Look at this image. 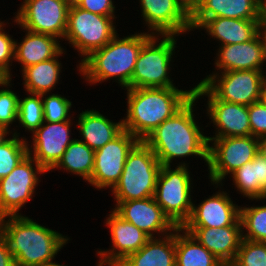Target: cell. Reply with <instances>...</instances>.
Returning a JSON list of instances; mask_svg holds the SVG:
<instances>
[{
  "mask_svg": "<svg viewBox=\"0 0 266 266\" xmlns=\"http://www.w3.org/2000/svg\"><path fill=\"white\" fill-rule=\"evenodd\" d=\"M150 238L135 253L127 256L117 266H176L175 231L162 239Z\"/></svg>",
  "mask_w": 266,
  "mask_h": 266,
  "instance_id": "484cf974",
  "label": "cell"
},
{
  "mask_svg": "<svg viewBox=\"0 0 266 266\" xmlns=\"http://www.w3.org/2000/svg\"><path fill=\"white\" fill-rule=\"evenodd\" d=\"M232 174L234 185L243 196L249 199L265 200L266 192L260 187L258 181H255L254 159L245 163L242 167L236 169Z\"/></svg>",
  "mask_w": 266,
  "mask_h": 266,
  "instance_id": "d6a6232c",
  "label": "cell"
},
{
  "mask_svg": "<svg viewBox=\"0 0 266 266\" xmlns=\"http://www.w3.org/2000/svg\"><path fill=\"white\" fill-rule=\"evenodd\" d=\"M0 266H16L8 243L3 237H0Z\"/></svg>",
  "mask_w": 266,
  "mask_h": 266,
  "instance_id": "60d3db41",
  "label": "cell"
},
{
  "mask_svg": "<svg viewBox=\"0 0 266 266\" xmlns=\"http://www.w3.org/2000/svg\"><path fill=\"white\" fill-rule=\"evenodd\" d=\"M10 130L5 127L0 126V145L6 142L9 138H6L7 134H9Z\"/></svg>",
  "mask_w": 266,
  "mask_h": 266,
  "instance_id": "bcb514c9",
  "label": "cell"
},
{
  "mask_svg": "<svg viewBox=\"0 0 266 266\" xmlns=\"http://www.w3.org/2000/svg\"><path fill=\"white\" fill-rule=\"evenodd\" d=\"M175 265L225 266L182 227L175 229Z\"/></svg>",
  "mask_w": 266,
  "mask_h": 266,
  "instance_id": "4316f807",
  "label": "cell"
},
{
  "mask_svg": "<svg viewBox=\"0 0 266 266\" xmlns=\"http://www.w3.org/2000/svg\"><path fill=\"white\" fill-rule=\"evenodd\" d=\"M243 239L266 242V206L240 207Z\"/></svg>",
  "mask_w": 266,
  "mask_h": 266,
  "instance_id": "f546056e",
  "label": "cell"
},
{
  "mask_svg": "<svg viewBox=\"0 0 266 266\" xmlns=\"http://www.w3.org/2000/svg\"><path fill=\"white\" fill-rule=\"evenodd\" d=\"M45 266H65V265H60V264L54 263V264L45 265Z\"/></svg>",
  "mask_w": 266,
  "mask_h": 266,
  "instance_id": "816d5d0a",
  "label": "cell"
},
{
  "mask_svg": "<svg viewBox=\"0 0 266 266\" xmlns=\"http://www.w3.org/2000/svg\"><path fill=\"white\" fill-rule=\"evenodd\" d=\"M21 43L15 42L14 60L21 63L22 70L28 66L55 58L64 50L55 36L26 30Z\"/></svg>",
  "mask_w": 266,
  "mask_h": 266,
  "instance_id": "cb8c5ba5",
  "label": "cell"
},
{
  "mask_svg": "<svg viewBox=\"0 0 266 266\" xmlns=\"http://www.w3.org/2000/svg\"><path fill=\"white\" fill-rule=\"evenodd\" d=\"M70 125L71 120L44 122L33 133V149L28 145V154L47 172L58 163L73 141L70 139Z\"/></svg>",
  "mask_w": 266,
  "mask_h": 266,
  "instance_id": "9a60e30c",
  "label": "cell"
},
{
  "mask_svg": "<svg viewBox=\"0 0 266 266\" xmlns=\"http://www.w3.org/2000/svg\"><path fill=\"white\" fill-rule=\"evenodd\" d=\"M4 217L2 237L8 243L16 266H45L68 242L62 234L22 216ZM7 219V221L5 220Z\"/></svg>",
  "mask_w": 266,
  "mask_h": 266,
  "instance_id": "3957f363",
  "label": "cell"
},
{
  "mask_svg": "<svg viewBox=\"0 0 266 266\" xmlns=\"http://www.w3.org/2000/svg\"><path fill=\"white\" fill-rule=\"evenodd\" d=\"M229 266H266V242L243 239Z\"/></svg>",
  "mask_w": 266,
  "mask_h": 266,
  "instance_id": "836d02e7",
  "label": "cell"
},
{
  "mask_svg": "<svg viewBox=\"0 0 266 266\" xmlns=\"http://www.w3.org/2000/svg\"><path fill=\"white\" fill-rule=\"evenodd\" d=\"M160 168L156 155L140 140L129 152L122 175L111 189L116 202L153 197Z\"/></svg>",
  "mask_w": 266,
  "mask_h": 266,
  "instance_id": "5b68a950",
  "label": "cell"
},
{
  "mask_svg": "<svg viewBox=\"0 0 266 266\" xmlns=\"http://www.w3.org/2000/svg\"><path fill=\"white\" fill-rule=\"evenodd\" d=\"M258 35L260 36L266 56V23H259Z\"/></svg>",
  "mask_w": 266,
  "mask_h": 266,
  "instance_id": "ee69618b",
  "label": "cell"
},
{
  "mask_svg": "<svg viewBox=\"0 0 266 266\" xmlns=\"http://www.w3.org/2000/svg\"><path fill=\"white\" fill-rule=\"evenodd\" d=\"M152 33H136L120 39L116 35L103 48L93 51L79 64V71L89 83H98L110 78L126 89L130 81L142 46Z\"/></svg>",
  "mask_w": 266,
  "mask_h": 266,
  "instance_id": "277c9868",
  "label": "cell"
},
{
  "mask_svg": "<svg viewBox=\"0 0 266 266\" xmlns=\"http://www.w3.org/2000/svg\"><path fill=\"white\" fill-rule=\"evenodd\" d=\"M144 21L153 35H176L190 31V17L174 0H140ZM155 31V32H154Z\"/></svg>",
  "mask_w": 266,
  "mask_h": 266,
  "instance_id": "d6986e66",
  "label": "cell"
},
{
  "mask_svg": "<svg viewBox=\"0 0 266 266\" xmlns=\"http://www.w3.org/2000/svg\"><path fill=\"white\" fill-rule=\"evenodd\" d=\"M3 220H4V216L0 214V237H2Z\"/></svg>",
  "mask_w": 266,
  "mask_h": 266,
  "instance_id": "681fc988",
  "label": "cell"
},
{
  "mask_svg": "<svg viewBox=\"0 0 266 266\" xmlns=\"http://www.w3.org/2000/svg\"><path fill=\"white\" fill-rule=\"evenodd\" d=\"M181 163L173 170L170 166L161 165L154 193V200L164 214L176 227H183L192 213L191 177Z\"/></svg>",
  "mask_w": 266,
  "mask_h": 266,
  "instance_id": "8992f818",
  "label": "cell"
},
{
  "mask_svg": "<svg viewBox=\"0 0 266 266\" xmlns=\"http://www.w3.org/2000/svg\"><path fill=\"white\" fill-rule=\"evenodd\" d=\"M78 129L82 135L81 141L96 151L117 137L124 127L123 120L114 123L99 111L86 110L78 116Z\"/></svg>",
  "mask_w": 266,
  "mask_h": 266,
  "instance_id": "603a6c76",
  "label": "cell"
},
{
  "mask_svg": "<svg viewBox=\"0 0 266 266\" xmlns=\"http://www.w3.org/2000/svg\"><path fill=\"white\" fill-rule=\"evenodd\" d=\"M63 53L62 50L55 58L28 66L22 70L24 88L27 92L44 94L54 89L59 81L62 66L57 58Z\"/></svg>",
  "mask_w": 266,
  "mask_h": 266,
  "instance_id": "83f0119b",
  "label": "cell"
},
{
  "mask_svg": "<svg viewBox=\"0 0 266 266\" xmlns=\"http://www.w3.org/2000/svg\"><path fill=\"white\" fill-rule=\"evenodd\" d=\"M260 23H266V0H260Z\"/></svg>",
  "mask_w": 266,
  "mask_h": 266,
  "instance_id": "f6af8a7d",
  "label": "cell"
},
{
  "mask_svg": "<svg viewBox=\"0 0 266 266\" xmlns=\"http://www.w3.org/2000/svg\"><path fill=\"white\" fill-rule=\"evenodd\" d=\"M106 225L109 226L111 232V240L113 248L97 251L100 256L101 266H117L127 256L139 251L150 239L142 230L138 229L134 224L125 221L114 210L106 219Z\"/></svg>",
  "mask_w": 266,
  "mask_h": 266,
  "instance_id": "2e32d148",
  "label": "cell"
},
{
  "mask_svg": "<svg viewBox=\"0 0 266 266\" xmlns=\"http://www.w3.org/2000/svg\"><path fill=\"white\" fill-rule=\"evenodd\" d=\"M208 142H213L208 149L209 177L217 186L226 175L251 162L258 154V138L252 135L214 138Z\"/></svg>",
  "mask_w": 266,
  "mask_h": 266,
  "instance_id": "9c48e42d",
  "label": "cell"
},
{
  "mask_svg": "<svg viewBox=\"0 0 266 266\" xmlns=\"http://www.w3.org/2000/svg\"><path fill=\"white\" fill-rule=\"evenodd\" d=\"M255 181H258L260 187L266 192V159L260 154L254 158Z\"/></svg>",
  "mask_w": 266,
  "mask_h": 266,
  "instance_id": "ab89813d",
  "label": "cell"
},
{
  "mask_svg": "<svg viewBox=\"0 0 266 266\" xmlns=\"http://www.w3.org/2000/svg\"><path fill=\"white\" fill-rule=\"evenodd\" d=\"M195 90L169 88L127 89V116L123 127L139 140L179 111L193 96Z\"/></svg>",
  "mask_w": 266,
  "mask_h": 266,
  "instance_id": "7a4b0ae2",
  "label": "cell"
},
{
  "mask_svg": "<svg viewBox=\"0 0 266 266\" xmlns=\"http://www.w3.org/2000/svg\"><path fill=\"white\" fill-rule=\"evenodd\" d=\"M198 98L194 95L179 111L156 127L143 140L161 165L170 166L175 158L199 156L208 164L209 142L193 114Z\"/></svg>",
  "mask_w": 266,
  "mask_h": 266,
  "instance_id": "6da1fadb",
  "label": "cell"
},
{
  "mask_svg": "<svg viewBox=\"0 0 266 266\" xmlns=\"http://www.w3.org/2000/svg\"><path fill=\"white\" fill-rule=\"evenodd\" d=\"M153 35L143 46L135 63L130 88L175 87L169 77L171 58L176 47L175 35ZM157 42L159 44H157Z\"/></svg>",
  "mask_w": 266,
  "mask_h": 266,
  "instance_id": "52a82bcc",
  "label": "cell"
},
{
  "mask_svg": "<svg viewBox=\"0 0 266 266\" xmlns=\"http://www.w3.org/2000/svg\"><path fill=\"white\" fill-rule=\"evenodd\" d=\"M44 111V122H61L70 120L68 112L71 109L72 102L58 94H41ZM47 95V97H44ZM45 98V99H44Z\"/></svg>",
  "mask_w": 266,
  "mask_h": 266,
  "instance_id": "e575fe53",
  "label": "cell"
},
{
  "mask_svg": "<svg viewBox=\"0 0 266 266\" xmlns=\"http://www.w3.org/2000/svg\"><path fill=\"white\" fill-rule=\"evenodd\" d=\"M140 140L127 130L94 153V167L89 184L95 188L112 189L118 183L129 152Z\"/></svg>",
  "mask_w": 266,
  "mask_h": 266,
  "instance_id": "4fadbf2b",
  "label": "cell"
},
{
  "mask_svg": "<svg viewBox=\"0 0 266 266\" xmlns=\"http://www.w3.org/2000/svg\"><path fill=\"white\" fill-rule=\"evenodd\" d=\"M35 166V167H33ZM47 172L27 154L17 166L0 179V214L18 216L20 208L33 196L39 183L38 174Z\"/></svg>",
  "mask_w": 266,
  "mask_h": 266,
  "instance_id": "7c38bea8",
  "label": "cell"
},
{
  "mask_svg": "<svg viewBox=\"0 0 266 266\" xmlns=\"http://www.w3.org/2000/svg\"><path fill=\"white\" fill-rule=\"evenodd\" d=\"M209 74L204 84L219 100L249 106L260 101L264 70H237ZM220 78V79H219Z\"/></svg>",
  "mask_w": 266,
  "mask_h": 266,
  "instance_id": "30bf717a",
  "label": "cell"
},
{
  "mask_svg": "<svg viewBox=\"0 0 266 266\" xmlns=\"http://www.w3.org/2000/svg\"><path fill=\"white\" fill-rule=\"evenodd\" d=\"M79 8L102 16L115 17L112 0H72Z\"/></svg>",
  "mask_w": 266,
  "mask_h": 266,
  "instance_id": "f35d334b",
  "label": "cell"
},
{
  "mask_svg": "<svg viewBox=\"0 0 266 266\" xmlns=\"http://www.w3.org/2000/svg\"><path fill=\"white\" fill-rule=\"evenodd\" d=\"M181 9L191 17L193 13L197 10L199 5V0H174Z\"/></svg>",
  "mask_w": 266,
  "mask_h": 266,
  "instance_id": "b9f144b4",
  "label": "cell"
},
{
  "mask_svg": "<svg viewBox=\"0 0 266 266\" xmlns=\"http://www.w3.org/2000/svg\"><path fill=\"white\" fill-rule=\"evenodd\" d=\"M72 0H24L14 22L24 30L65 37Z\"/></svg>",
  "mask_w": 266,
  "mask_h": 266,
  "instance_id": "8fae6325",
  "label": "cell"
},
{
  "mask_svg": "<svg viewBox=\"0 0 266 266\" xmlns=\"http://www.w3.org/2000/svg\"><path fill=\"white\" fill-rule=\"evenodd\" d=\"M263 104L266 106V81L263 84L262 91H261V99Z\"/></svg>",
  "mask_w": 266,
  "mask_h": 266,
  "instance_id": "7dc6e473",
  "label": "cell"
},
{
  "mask_svg": "<svg viewBox=\"0 0 266 266\" xmlns=\"http://www.w3.org/2000/svg\"><path fill=\"white\" fill-rule=\"evenodd\" d=\"M114 17L102 16L79 8L73 1L68 11L64 39L83 55L81 62L93 51L103 48L116 35Z\"/></svg>",
  "mask_w": 266,
  "mask_h": 266,
  "instance_id": "ba28073f",
  "label": "cell"
},
{
  "mask_svg": "<svg viewBox=\"0 0 266 266\" xmlns=\"http://www.w3.org/2000/svg\"><path fill=\"white\" fill-rule=\"evenodd\" d=\"M125 221L134 224L150 238L154 232L166 236L177 228L164 214L154 197L139 200L116 202L113 209ZM169 231V233H167Z\"/></svg>",
  "mask_w": 266,
  "mask_h": 266,
  "instance_id": "e0dca14e",
  "label": "cell"
},
{
  "mask_svg": "<svg viewBox=\"0 0 266 266\" xmlns=\"http://www.w3.org/2000/svg\"><path fill=\"white\" fill-rule=\"evenodd\" d=\"M195 96H208V109L210 119L217 127L215 137H245L251 135L248 106L219 100L204 84L194 87Z\"/></svg>",
  "mask_w": 266,
  "mask_h": 266,
  "instance_id": "5bb4252c",
  "label": "cell"
},
{
  "mask_svg": "<svg viewBox=\"0 0 266 266\" xmlns=\"http://www.w3.org/2000/svg\"><path fill=\"white\" fill-rule=\"evenodd\" d=\"M259 23V20L216 17L207 19L199 29L205 28L221 45H230L252 40L258 34Z\"/></svg>",
  "mask_w": 266,
  "mask_h": 266,
  "instance_id": "d4e9b609",
  "label": "cell"
},
{
  "mask_svg": "<svg viewBox=\"0 0 266 266\" xmlns=\"http://www.w3.org/2000/svg\"><path fill=\"white\" fill-rule=\"evenodd\" d=\"M258 154L266 159V134L258 138Z\"/></svg>",
  "mask_w": 266,
  "mask_h": 266,
  "instance_id": "7bdbcfd3",
  "label": "cell"
},
{
  "mask_svg": "<svg viewBox=\"0 0 266 266\" xmlns=\"http://www.w3.org/2000/svg\"><path fill=\"white\" fill-rule=\"evenodd\" d=\"M215 65L220 72L262 70L266 56L260 36L244 43L221 45ZM223 70V71H222Z\"/></svg>",
  "mask_w": 266,
  "mask_h": 266,
  "instance_id": "7402d4cb",
  "label": "cell"
},
{
  "mask_svg": "<svg viewBox=\"0 0 266 266\" xmlns=\"http://www.w3.org/2000/svg\"><path fill=\"white\" fill-rule=\"evenodd\" d=\"M18 121L22 127L34 133L44 123V111L41 94L29 93L19 98Z\"/></svg>",
  "mask_w": 266,
  "mask_h": 266,
  "instance_id": "4dcf8cb0",
  "label": "cell"
},
{
  "mask_svg": "<svg viewBox=\"0 0 266 266\" xmlns=\"http://www.w3.org/2000/svg\"><path fill=\"white\" fill-rule=\"evenodd\" d=\"M224 226H242L240 206L233 203L226 191H219L202 201L198 207L193 205L191 216L182 228H220Z\"/></svg>",
  "mask_w": 266,
  "mask_h": 266,
  "instance_id": "ac0fdd59",
  "label": "cell"
},
{
  "mask_svg": "<svg viewBox=\"0 0 266 266\" xmlns=\"http://www.w3.org/2000/svg\"><path fill=\"white\" fill-rule=\"evenodd\" d=\"M224 17L259 20L260 0H199L190 17L191 29H198L209 18Z\"/></svg>",
  "mask_w": 266,
  "mask_h": 266,
  "instance_id": "44dd1931",
  "label": "cell"
},
{
  "mask_svg": "<svg viewBox=\"0 0 266 266\" xmlns=\"http://www.w3.org/2000/svg\"><path fill=\"white\" fill-rule=\"evenodd\" d=\"M251 135L262 137L266 134V106L257 101L248 106Z\"/></svg>",
  "mask_w": 266,
  "mask_h": 266,
  "instance_id": "8d00e7d4",
  "label": "cell"
},
{
  "mask_svg": "<svg viewBox=\"0 0 266 266\" xmlns=\"http://www.w3.org/2000/svg\"><path fill=\"white\" fill-rule=\"evenodd\" d=\"M13 137L0 145V179L6 177L28 154V143L24 137L20 140L15 132ZM24 139V140H23Z\"/></svg>",
  "mask_w": 266,
  "mask_h": 266,
  "instance_id": "1f68e13d",
  "label": "cell"
},
{
  "mask_svg": "<svg viewBox=\"0 0 266 266\" xmlns=\"http://www.w3.org/2000/svg\"><path fill=\"white\" fill-rule=\"evenodd\" d=\"M9 80V77L0 69V82H6Z\"/></svg>",
  "mask_w": 266,
  "mask_h": 266,
  "instance_id": "c3c4849f",
  "label": "cell"
},
{
  "mask_svg": "<svg viewBox=\"0 0 266 266\" xmlns=\"http://www.w3.org/2000/svg\"><path fill=\"white\" fill-rule=\"evenodd\" d=\"M10 81H11V79H9L8 81H6V82H0V86L2 87H5V88H8V86H10L11 84H9L10 83Z\"/></svg>",
  "mask_w": 266,
  "mask_h": 266,
  "instance_id": "f907efd6",
  "label": "cell"
},
{
  "mask_svg": "<svg viewBox=\"0 0 266 266\" xmlns=\"http://www.w3.org/2000/svg\"><path fill=\"white\" fill-rule=\"evenodd\" d=\"M94 153L95 151L83 141L73 139L51 171L55 168H64L66 171L79 175L89 182L93 173Z\"/></svg>",
  "mask_w": 266,
  "mask_h": 266,
  "instance_id": "f1b7e54d",
  "label": "cell"
},
{
  "mask_svg": "<svg viewBox=\"0 0 266 266\" xmlns=\"http://www.w3.org/2000/svg\"><path fill=\"white\" fill-rule=\"evenodd\" d=\"M183 229L189 232L225 266H229L234 261L244 233L242 226Z\"/></svg>",
  "mask_w": 266,
  "mask_h": 266,
  "instance_id": "ffe728a7",
  "label": "cell"
},
{
  "mask_svg": "<svg viewBox=\"0 0 266 266\" xmlns=\"http://www.w3.org/2000/svg\"><path fill=\"white\" fill-rule=\"evenodd\" d=\"M4 21L0 23V69L11 79L10 61L14 60L15 42L3 30Z\"/></svg>",
  "mask_w": 266,
  "mask_h": 266,
  "instance_id": "74e56055",
  "label": "cell"
},
{
  "mask_svg": "<svg viewBox=\"0 0 266 266\" xmlns=\"http://www.w3.org/2000/svg\"><path fill=\"white\" fill-rule=\"evenodd\" d=\"M11 89H0V126L8 129L18 120L19 96Z\"/></svg>",
  "mask_w": 266,
  "mask_h": 266,
  "instance_id": "d590c367",
  "label": "cell"
}]
</instances>
